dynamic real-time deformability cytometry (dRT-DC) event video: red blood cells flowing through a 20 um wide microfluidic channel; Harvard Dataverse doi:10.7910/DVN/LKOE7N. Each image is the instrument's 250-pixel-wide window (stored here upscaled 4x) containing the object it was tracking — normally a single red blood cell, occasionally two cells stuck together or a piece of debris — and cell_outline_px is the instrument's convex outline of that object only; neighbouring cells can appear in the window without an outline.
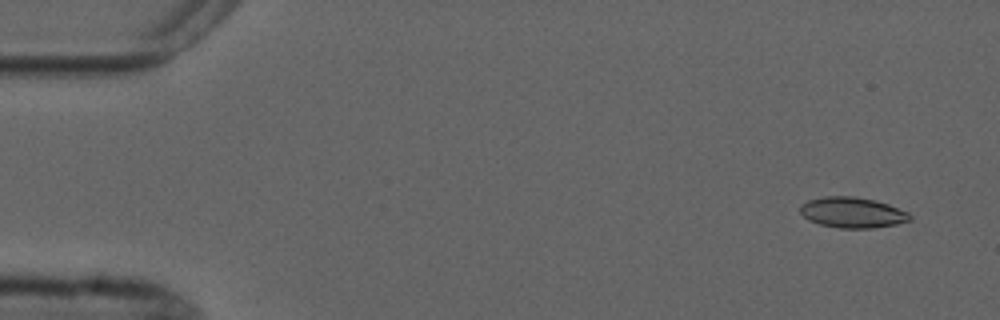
{"species": "common noctule bat (a hibernating species)", "species_latin": "Nyctalus noctula", "temperature_condition": "cold", "stored_images_in_passage": 5, "camera_frame_rate_fps": 3000, "um_per_image_px": 0.085, "animal": {"sex": "male", "forearm_length_mm": 52.5}, "frame": {"image": 1, "passage_image": 1, "time_ms": 0.0, "image_size_px": [1000, 320], "cell_outline_px": [[912, 220], [896, 224], [872, 228], [840, 228], [820, 224], [808, 220], [800, 212], [800, 204], [808, 200], [824, 196], [852, 196], [872, 200], [888, 204], [908, 212], [912, 216]], "centroid_in_image_um": [72.44, 18.06], "position_along_channel_um": 12.6, "area_um2": 19.54}}